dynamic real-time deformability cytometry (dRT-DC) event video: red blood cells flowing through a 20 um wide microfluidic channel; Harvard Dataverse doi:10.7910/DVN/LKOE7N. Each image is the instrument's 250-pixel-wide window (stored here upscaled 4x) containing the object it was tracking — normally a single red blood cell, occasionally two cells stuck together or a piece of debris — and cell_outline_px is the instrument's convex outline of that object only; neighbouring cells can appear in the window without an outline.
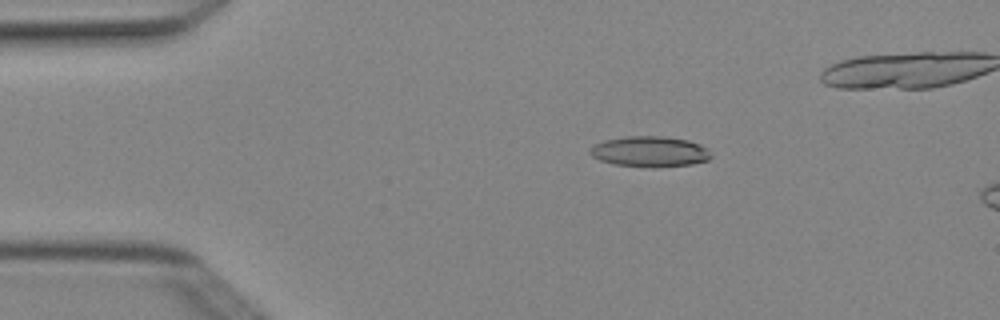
{"species": "Egyptian fruit bat (a non-hibernating species)", "species_latin": "Rousettus aegyptiacus", "temperature_condition": "cold", "stored_images_in_passage": 4, "camera_frame_rate_fps": 3000, "um_per_image_px": 0.085, "animal": {"sex": "female"}, "frame": {"image": 1, "passage_image": 2, "time_ms": 0.333, "image_size_px": [1000, 320], "cell_outline_px": [[712, 156], [708, 160], [692, 164], [612, 164], [600, 160], [592, 156], [588, 152], [596, 144], [604, 140], [624, 136], [664, 136], [688, 140], [700, 144]], "centroid_in_image_um": [55.2, 12.82], "position_along_channel_um": 29.8, "area_um2": 20.46}}